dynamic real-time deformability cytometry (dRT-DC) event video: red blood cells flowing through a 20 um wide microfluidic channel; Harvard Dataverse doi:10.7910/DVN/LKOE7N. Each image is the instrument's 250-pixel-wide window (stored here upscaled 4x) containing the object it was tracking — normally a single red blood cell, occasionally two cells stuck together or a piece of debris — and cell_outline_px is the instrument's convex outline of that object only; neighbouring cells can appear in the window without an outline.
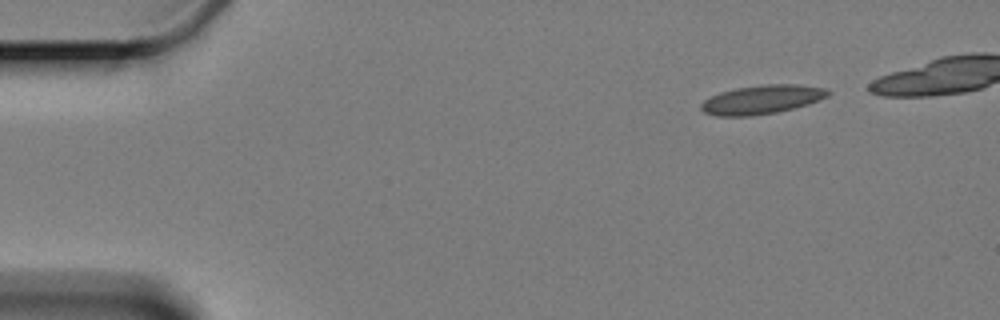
{"species": "Egyptian fruit bat (a non-hibernating species)", "species_latin": "Rousettus aegyptiacus", "temperature_condition": "cold", "stored_images_in_passage": 5, "camera_frame_rate_fps": 3000, "um_per_image_px": 0.085, "animal": {"sex": "female"}, "frame": {"image": 1, "passage_image": 1, "time_ms": 0.0, "image_size_px": [1000, 320], "cell_outline_px": [[832, 92], [828, 96], [808, 104], [776, 112], [748, 116], [716, 116], [704, 112], [700, 108], [700, 104], [704, 100], [720, 92], [736, 88], [764, 84], [796, 84], [828, 88]], "centroid_in_image_um": [64.77, 8.45], "position_along_channel_um": 20.2, "area_um2": 21.33}}
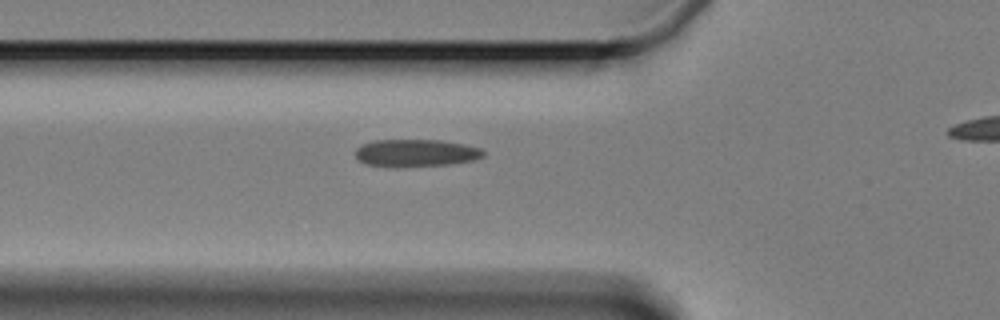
{"frame": {"image": 2, "passage_image": 5, "time_ms": 4.667, "image_size_px": [1000, 320], "cell_outline_px": [[484, 156], [472, 160], [448, 164], [392, 168], [364, 164], [356, 156], [356, 148], [360, 144], [372, 140], [440, 140], [464, 144], [480, 148], [484, 152]], "centroid_in_image_um": [35.28, 13.01], "position_along_channel_um": 90.5, "area_um2": 20.63}}